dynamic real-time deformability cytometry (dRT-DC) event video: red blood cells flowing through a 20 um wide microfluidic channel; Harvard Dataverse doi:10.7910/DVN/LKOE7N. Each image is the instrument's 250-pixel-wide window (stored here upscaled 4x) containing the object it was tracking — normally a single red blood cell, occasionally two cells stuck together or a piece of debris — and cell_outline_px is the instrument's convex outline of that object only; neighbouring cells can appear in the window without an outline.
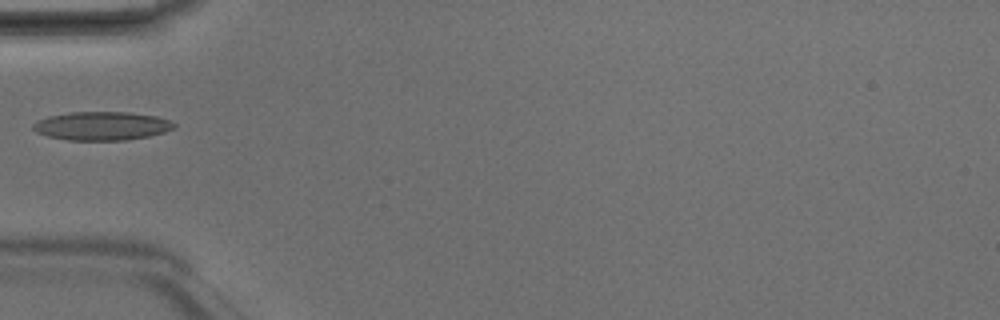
{"species": "Egyptian fruit bat (a non-hibernating species)", "species_latin": "Rousettus aegyptiacus", "temperature_condition": "room temperature", "stored_images_in_passage": 1, "camera_frame_rate_fps": 3000, "um_per_image_px": 0.085, "animal": {"sex": "male"}, "frame": {"image": 1, "passage_image": 1, "time_ms": 0.0, "image_size_px": [1000, 320], "cell_outline_px": [[176, 128], [164, 132], [148, 136], [124, 140], [68, 140], [48, 136], [36, 132], [32, 128], [32, 124], [36, 120], [48, 116], [72, 112], [128, 112], [156, 116], [168, 120], [176, 124]], "centroid_in_image_um": [8.63, 10.7], "position_along_channel_um": 76.4, "area_um2": 23.47}}